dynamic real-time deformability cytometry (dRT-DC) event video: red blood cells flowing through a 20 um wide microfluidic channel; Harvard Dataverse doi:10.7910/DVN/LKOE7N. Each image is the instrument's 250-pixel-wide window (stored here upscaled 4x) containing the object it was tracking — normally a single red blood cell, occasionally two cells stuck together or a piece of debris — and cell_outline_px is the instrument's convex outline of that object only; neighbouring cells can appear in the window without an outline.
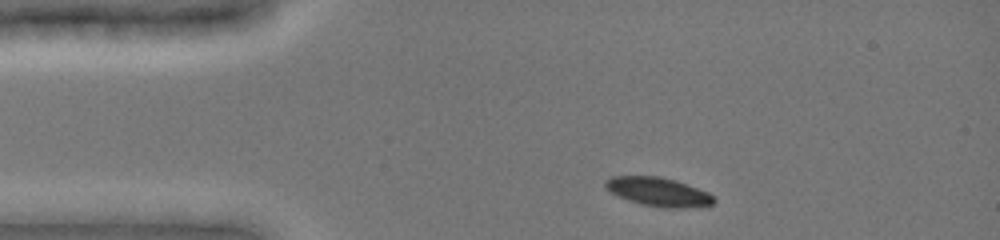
{"species": "common noctule bat (a hibernating species)", "species_latin": "Nyctalus noctula", "temperature_condition": "cold", "stored_images_in_passage": 13, "camera_frame_rate_fps": 3000, "um_per_image_px": 0.085, "animal": {"sex": "female", "body_mass_g": 19.0, "forearm_length_mm": 51.5}, "frame": {"image": 1, "passage_image": 3, "time_ms": 0.667, "image_size_px": [1000, 240], "cell_outline_px": [[716, 200], [712, 204], [680, 208], [664, 208], [640, 204], [616, 196], [604, 188], [604, 180], [612, 176], [660, 176], [676, 180], [708, 192]], "centroid_in_image_um": [55.89, 16.3], "position_along_channel_um": 29.1, "area_um2": 18.32}}
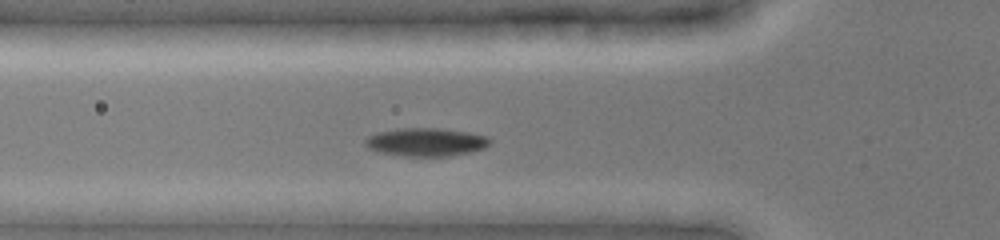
{"frame": {"image": 2, "passage_image": 8, "time_ms": 3.333, "image_size_px": [1000, 240], "cell_outline_px": [[492, 140], [484, 148], [472, 152], [448, 156], [404, 156], [380, 152], [368, 148], [364, 144], [364, 140], [368, 136], [380, 132], [400, 128], [436, 128], [468, 132], [488, 136]], "centroid_in_image_um": [36.22, 12.08], "position_along_channel_um": 89.6, "area_um2": 20.46}}
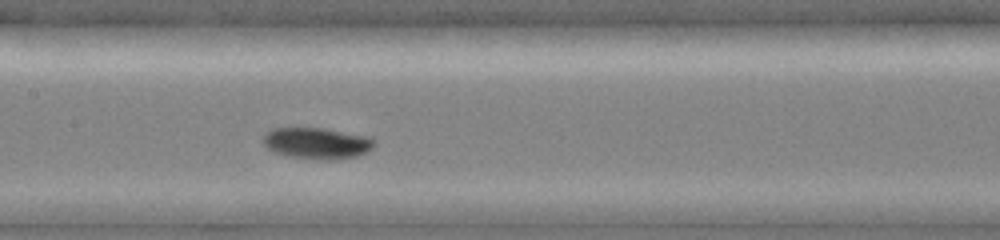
{"frame": {"image": 3, "passage_image": 13, "time_ms": 5.667, "image_size_px": [1000, 240], "cell_outline_px": [[376, 140], [372, 148], [356, 156], [328, 160], [288, 156], [276, 152], [268, 148], [264, 144], [264, 132], [272, 128], [324, 128], [368, 136]], "centroid_in_image_um": [26.93, 12.15], "position_along_channel_um": 180.5, "area_um2": 20.06}}